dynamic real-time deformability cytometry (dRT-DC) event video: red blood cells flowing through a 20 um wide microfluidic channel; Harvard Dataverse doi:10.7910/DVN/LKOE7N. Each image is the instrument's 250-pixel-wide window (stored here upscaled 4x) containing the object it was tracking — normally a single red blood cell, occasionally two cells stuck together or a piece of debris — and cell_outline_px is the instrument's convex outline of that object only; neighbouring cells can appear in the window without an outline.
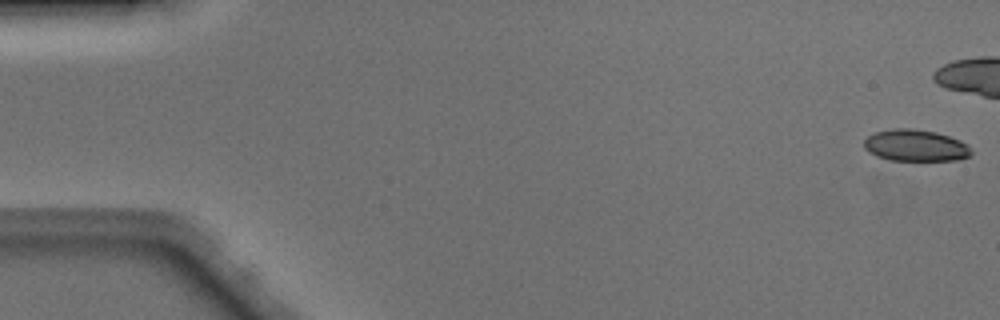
{"species": "Egyptian fruit bat (a non-hibernating species)", "species_latin": "Rousettus aegyptiacus", "temperature_condition": "warm", "stored_images_in_passage": 39, "camera_frame_rate_fps": 3000, "um_per_image_px": 0.085, "animal": {"sex": "male"}, "frame": {"image": 1, "passage_image": 1, "time_ms": 0.0, "image_size_px": [1000, 320], "cell_outline_px": [[972, 152], [968, 156], [956, 160], [892, 160], [876, 156], [864, 148], [864, 140], [868, 136], [876, 132], [892, 128], [912, 128], [936, 132], [960, 140], [968, 144]], "centroid_in_image_um": [77.81, 12.35], "position_along_channel_um": 7.2, "area_um2": 19.71}}
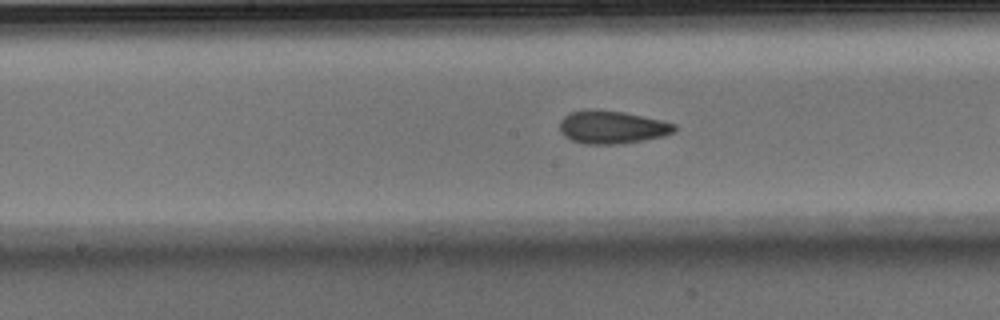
{"frame": {"image": 2, "passage_image": 25, "time_ms": 8.0, "image_size_px": [1000, 320], "cell_outline_px": [[676, 128], [672, 132], [664, 136], [616, 144], [584, 144], [572, 140], [564, 136], [560, 132], [560, 120], [564, 116], [572, 112], [624, 112], [660, 120], [676, 124]], "centroid_in_image_um": [52.02, 10.85], "position_along_channel_um": 196.2, "area_um2": 21.15}}
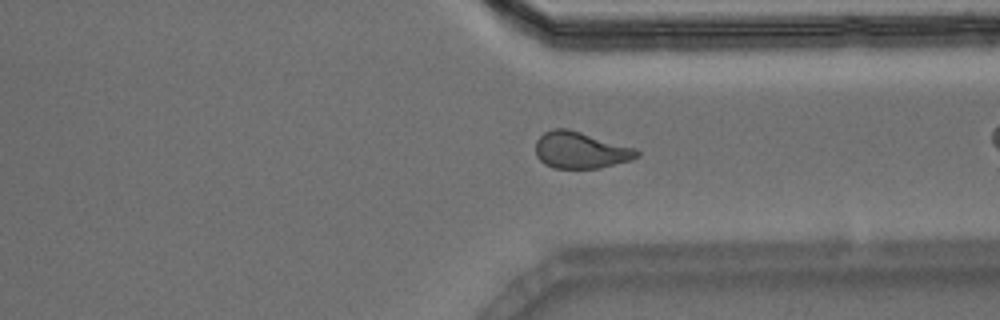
{"frame": {"image": 3, "passage_image": 37, "time_ms": 12.0, "image_size_px": [1000, 320], "cell_outline_px": [[640, 156], [632, 160], [600, 168], [556, 168], [544, 164], [536, 156], [536, 140], [544, 132], [552, 128], [568, 128], [636, 148], [640, 152]], "centroid_in_image_um": [49.36, 12.76], "position_along_channel_um": 362.0, "area_um2": 21.79}}